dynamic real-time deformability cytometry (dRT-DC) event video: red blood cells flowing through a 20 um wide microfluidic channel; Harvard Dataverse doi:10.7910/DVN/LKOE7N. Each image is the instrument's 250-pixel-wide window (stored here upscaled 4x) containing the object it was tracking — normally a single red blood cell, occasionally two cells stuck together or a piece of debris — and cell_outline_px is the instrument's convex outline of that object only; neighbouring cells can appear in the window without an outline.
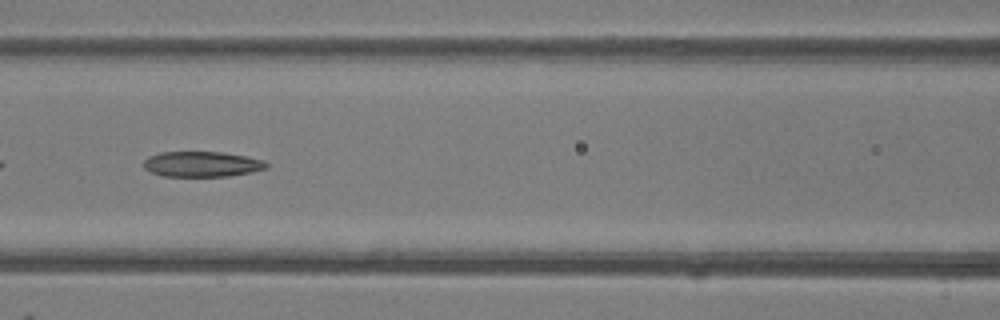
{"species": "common noctule bat (a hibernating species)", "species_latin": "Nyctalus noctula", "temperature_condition": "room temperature", "stored_images_in_passage": 48, "camera_frame_rate_fps": 3000, "um_per_image_px": 0.085, "animal": {"sex": "female"}, "frame": {"image": 1, "passage_image": 21, "time_ms": 6.667, "image_size_px": [1000, 320], "cell_outline_px": [[268, 168], [252, 172], [228, 176], [160, 176], [144, 168], [144, 160], [148, 156], [160, 152], [224, 152], [264, 160], [268, 164]], "centroid_in_image_um": [17.16, 13.95], "position_along_channel_um": 149.4, "area_um2": 18.21}}
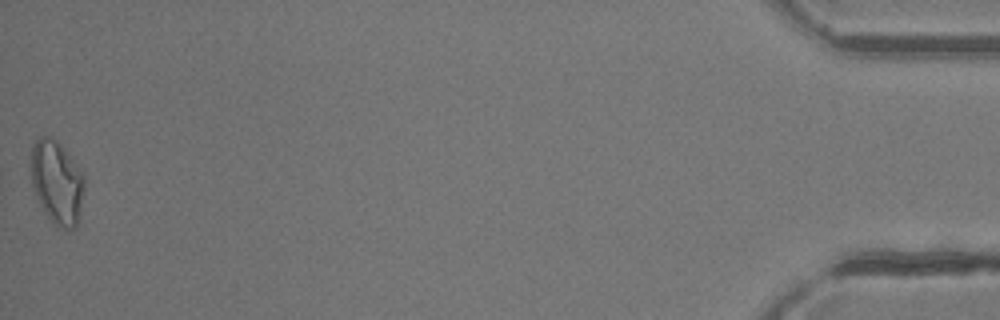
{"frame": {"image": 2, "passage_image": 48, "time_ms": 15.667, "image_size_px": [1000, 320], "cell_outline_px": [[84, 188], [80, 212], [76, 228], [68, 232], [56, 224], [48, 216], [36, 196], [32, 184], [28, 164], [32, 144], [40, 136], [48, 136], [56, 140], [64, 148], [84, 172]], "centroid_in_image_um": [4.82, 15.46], "position_along_channel_um": 430.4, "area_um2": 26.47}, "authors_computed_cell_mechanics": {"area_um2": 20.519, "velocity_mm_per_s": 4.2471, "shape_relaxation_time_tau1_ms": null, "shape_relaxation_time_tau2_ms": 8.4104, "deformation_change_tau1": null, "deformation_change_tau2": 0.2005}}